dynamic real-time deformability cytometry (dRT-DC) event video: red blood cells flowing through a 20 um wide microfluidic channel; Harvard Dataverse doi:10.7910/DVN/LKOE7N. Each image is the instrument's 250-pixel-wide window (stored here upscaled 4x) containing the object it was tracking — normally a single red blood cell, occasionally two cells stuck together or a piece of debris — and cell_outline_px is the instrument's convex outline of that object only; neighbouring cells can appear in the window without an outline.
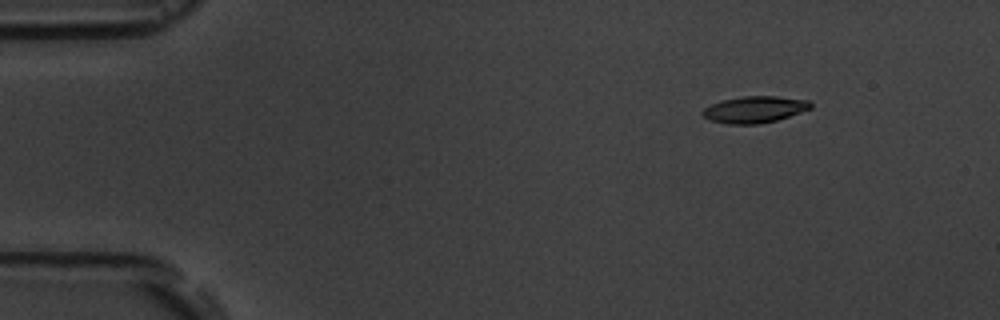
{"species": "common noctule bat (a hibernating species)", "species_latin": "Nyctalus noctula", "temperature_condition": "room temperature", "stored_images_in_passage": 5, "segment_of_instrument_passage": [2, 2], "camera_frame_rate_fps": 3000, "um_per_image_px": 0.085, "animal": {"sex": "male", "body_mass_g": 19.5, "forearm_length_mm": 54.6}, "frame": {"image": 1, "passage_image": 5, "time_ms": 6.333, "image_size_px": [1000, 320], "cell_outline_px": [[812, 108], [776, 120], [760, 124], [728, 124], [708, 120], [700, 112], [704, 108], [720, 100], [744, 96], [776, 96], [808, 100], [812, 104]], "centroid_in_image_um": [64.11, 9.3], "position_along_channel_um": 20.9, "area_um2": 16.76}}